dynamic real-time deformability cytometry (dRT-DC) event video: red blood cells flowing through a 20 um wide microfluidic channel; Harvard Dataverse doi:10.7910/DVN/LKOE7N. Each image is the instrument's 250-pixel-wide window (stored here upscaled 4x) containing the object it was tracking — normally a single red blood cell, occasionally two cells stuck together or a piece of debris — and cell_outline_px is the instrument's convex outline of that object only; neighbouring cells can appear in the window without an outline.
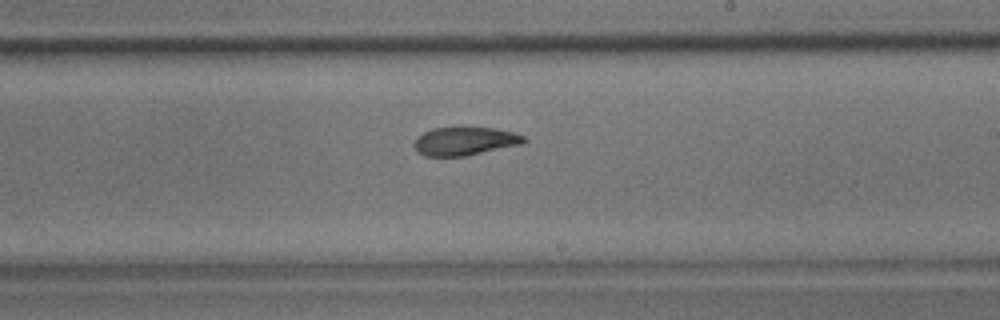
{"species": "common noctule bat (a hibernating species)", "species_latin": "Nyctalus noctula", "temperature_condition": "room temperature", "stored_images_in_passage": 9, "camera_frame_rate_fps": 3000, "um_per_image_px": 0.085, "animal": {"sex": "male", "body_mass_g": 17.9}, "frame": {"image": 1, "passage_image": 9, "time_ms": 2.667, "image_size_px": [1000, 320], "cell_outline_px": [[528, 140], [524, 144], [464, 156], [424, 156], [416, 152], [412, 144], [424, 132], [432, 128], [460, 124], [496, 128], [516, 132], [524, 136]], "centroid_in_image_um": [39.54, 11.95], "position_along_channel_um": 249.5, "area_um2": 19.13}}